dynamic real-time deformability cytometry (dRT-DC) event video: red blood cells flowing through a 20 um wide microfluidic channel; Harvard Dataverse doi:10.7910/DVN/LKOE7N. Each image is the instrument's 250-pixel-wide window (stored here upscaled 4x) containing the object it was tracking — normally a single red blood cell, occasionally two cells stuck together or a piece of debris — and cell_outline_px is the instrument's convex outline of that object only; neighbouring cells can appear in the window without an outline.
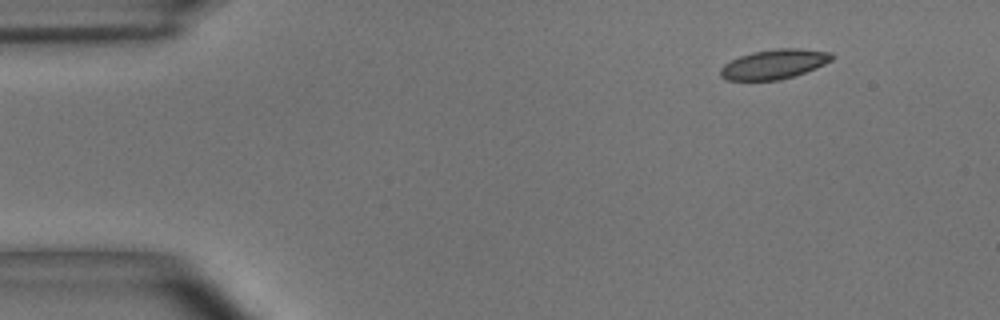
{"species": "common noctule bat (a hibernating species)", "species_latin": "Nyctalus noctula", "temperature_condition": "room temperature", "stored_images_in_passage": 5, "camera_frame_rate_fps": 3000, "um_per_image_px": 0.085, "animal": {"sex": "male", "body_mass_g": 15.6}, "frame": {"image": 1, "passage_image": 1, "time_ms": 0.0, "image_size_px": [1000, 320], "cell_outline_px": [[836, 56], [832, 60], [816, 68], [780, 80], [724, 80], [720, 76], [720, 68], [724, 64], [740, 56], [752, 52], [776, 48], [800, 48], [832, 52]], "centroid_in_image_um": [65.81, 5.44], "position_along_channel_um": 19.2, "area_um2": 19.31}}
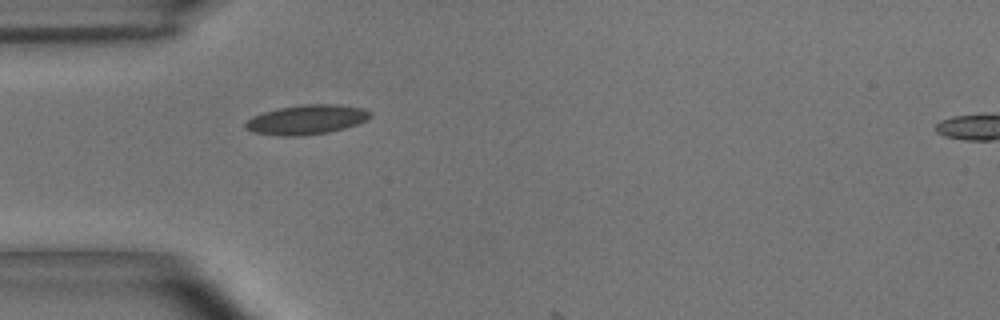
{"frame": {"image": 2, "passage_image": 4, "time_ms": 1.0, "image_size_px": [1000, 320], "cell_outline_px": [[372, 116], [356, 124], [344, 128], [328, 132], [300, 136], [284, 136], [256, 132], [244, 128], [244, 124], [252, 116], [264, 112], [280, 108], [304, 104], [336, 104], [364, 108], [372, 112]], "centroid_in_image_um": [26.08, 10.16], "position_along_channel_um": 58.9, "area_um2": 21.27}}